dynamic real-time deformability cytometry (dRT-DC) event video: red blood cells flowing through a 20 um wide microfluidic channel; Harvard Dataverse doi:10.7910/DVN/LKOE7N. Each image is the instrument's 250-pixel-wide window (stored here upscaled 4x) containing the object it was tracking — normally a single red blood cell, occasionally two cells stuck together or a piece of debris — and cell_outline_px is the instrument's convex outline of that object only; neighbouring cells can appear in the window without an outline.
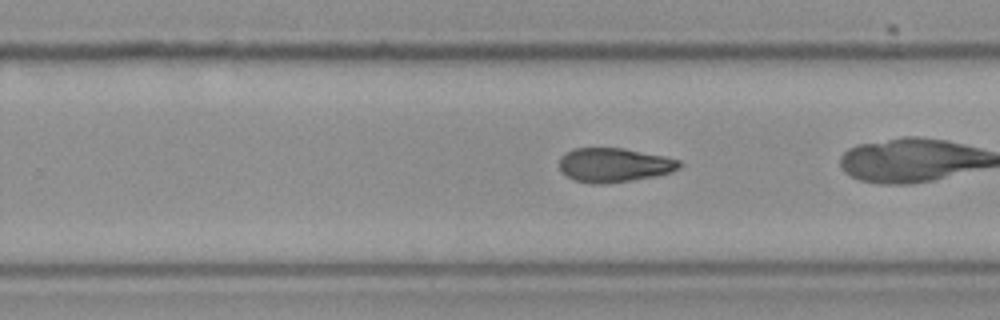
{"species": "Egyptian fruit bat (a non-hibernating species)", "species_latin": "Rousettus aegyptiacus", "temperature_condition": "cold", "stored_images_in_passage": 43, "camera_frame_rate_fps": 3000, "um_per_image_px": 0.085, "frame": {"image": 1, "passage_image": 34, "time_ms": 11.0, "image_size_px": [1000, 320], "cell_outline_px": [[684, 164], [680, 168], [672, 172], [656, 176], [632, 180], [604, 184], [592, 184], [576, 180], [568, 176], [560, 168], [560, 156], [572, 148], [624, 148], [664, 156], [680, 160]], "centroid_in_image_um": [52.24, 14.02], "position_along_channel_um": 277.6, "area_um2": 23.99}}